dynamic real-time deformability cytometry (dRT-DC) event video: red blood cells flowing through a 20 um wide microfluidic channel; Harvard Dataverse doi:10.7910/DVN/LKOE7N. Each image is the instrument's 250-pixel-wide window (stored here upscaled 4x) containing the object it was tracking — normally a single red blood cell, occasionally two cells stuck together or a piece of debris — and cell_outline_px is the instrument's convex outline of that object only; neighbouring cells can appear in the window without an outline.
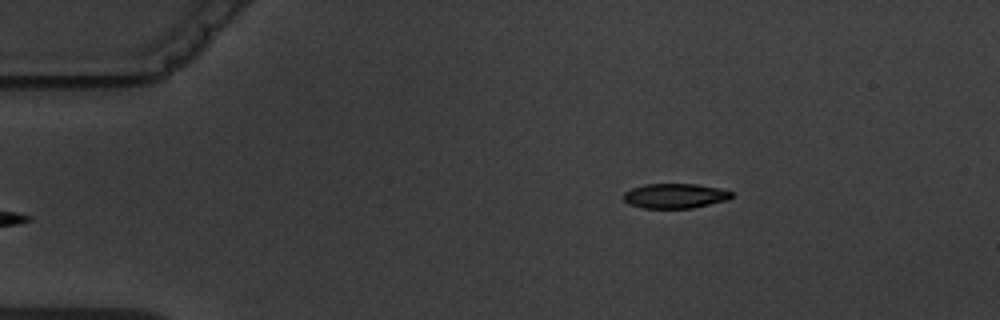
{"species": "common noctule bat (a hibernating species)", "species_latin": "Nyctalus noctula", "temperature_condition": "warm", "stored_images_in_passage": 2, "camera_frame_rate_fps": 3000, "um_per_image_px": 0.085, "animal": {"sex": "male", "body_mass_g": 19.5, "forearm_length_mm": 54.6}, "frame": {"image": 1, "passage_image": 2, "time_ms": 1.333, "image_size_px": [1000, 320], "cell_outline_px": [[736, 196], [728, 200], [692, 208], [644, 208], [628, 204], [624, 200], [624, 192], [632, 188], [644, 184], [696, 184], [720, 188], [732, 192]], "centroid_in_image_um": [57.41, 16.65], "position_along_channel_um": 27.6, "area_um2": 15.72}}